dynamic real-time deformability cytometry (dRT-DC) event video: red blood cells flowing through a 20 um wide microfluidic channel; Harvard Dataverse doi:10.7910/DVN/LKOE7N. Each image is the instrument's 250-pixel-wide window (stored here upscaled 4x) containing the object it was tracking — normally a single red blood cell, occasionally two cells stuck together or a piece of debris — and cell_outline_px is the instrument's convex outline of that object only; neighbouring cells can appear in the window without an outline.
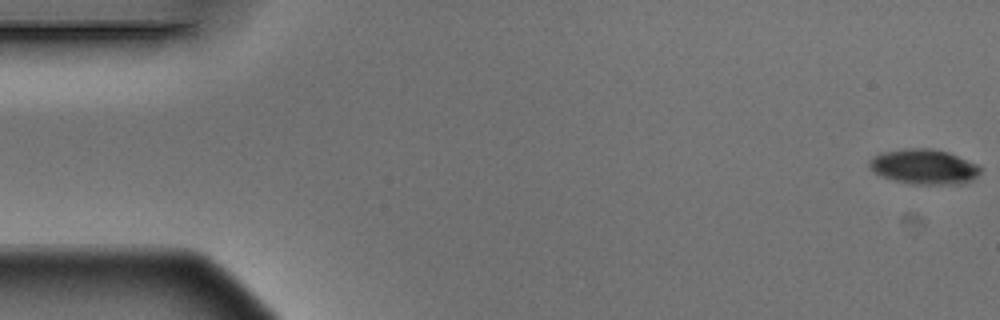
{"species": "Egyptian fruit bat (a non-hibernating species)", "species_latin": "Rousettus aegyptiacus", "temperature_condition": "warm", "stored_images_in_passage": 6, "camera_frame_rate_fps": 3000, "um_per_image_px": 0.085, "animal": {"sex": "male"}, "frame": {"image": 1, "passage_image": 1, "time_ms": 0.0, "image_size_px": [1000, 320], "cell_outline_px": [[980, 172], [972, 180], [964, 184], [912, 184], [896, 180], [884, 176], [868, 168], [868, 160], [872, 156], [880, 152], [904, 148], [932, 148], [948, 152], [976, 164], [980, 168]], "centroid_in_image_um": [78.51, 14.16], "position_along_channel_um": 6.5, "area_um2": 22.66}}
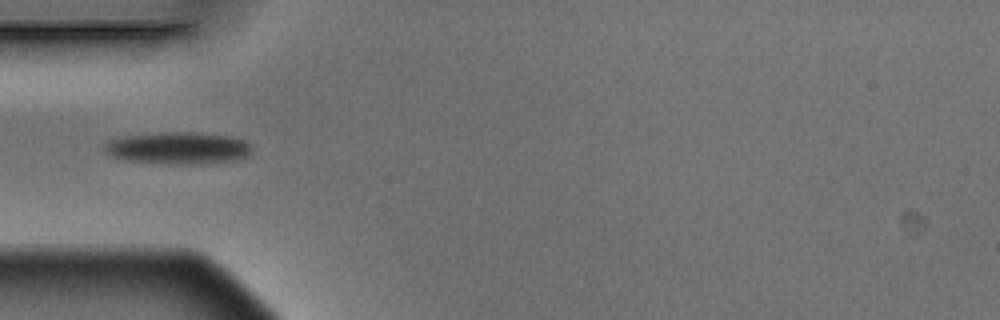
{"frame": {"image": 2, "passage_image": 5, "time_ms": 1.333, "image_size_px": [1000, 320], "cell_outline_px": [[252, 152], [248, 156], [232, 160], [200, 164], [160, 164], [124, 160], [112, 156], [104, 152], [104, 144], [112, 140], [124, 136], [164, 132], [196, 132], [232, 136], [244, 140], [252, 148]], "centroid_in_image_um": [15.14, 12.59], "position_along_channel_um": 69.9, "area_um2": 27.74}}
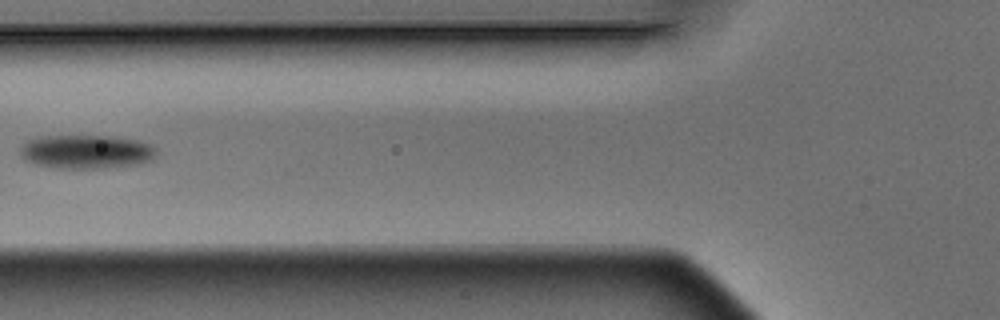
{"frame": {"image": 3, "passage_image": 6, "time_ms": 1.667, "image_size_px": [1000, 320], "cell_outline_px": [[156, 152], [152, 160], [136, 164], [100, 168], [56, 168], [36, 164], [28, 160], [24, 156], [20, 148], [28, 140], [40, 136], [108, 136], [136, 140], [148, 144]], "centroid_in_image_um": [7.32, 12.89], "position_along_channel_um": 118.5, "area_um2": 26.24}}